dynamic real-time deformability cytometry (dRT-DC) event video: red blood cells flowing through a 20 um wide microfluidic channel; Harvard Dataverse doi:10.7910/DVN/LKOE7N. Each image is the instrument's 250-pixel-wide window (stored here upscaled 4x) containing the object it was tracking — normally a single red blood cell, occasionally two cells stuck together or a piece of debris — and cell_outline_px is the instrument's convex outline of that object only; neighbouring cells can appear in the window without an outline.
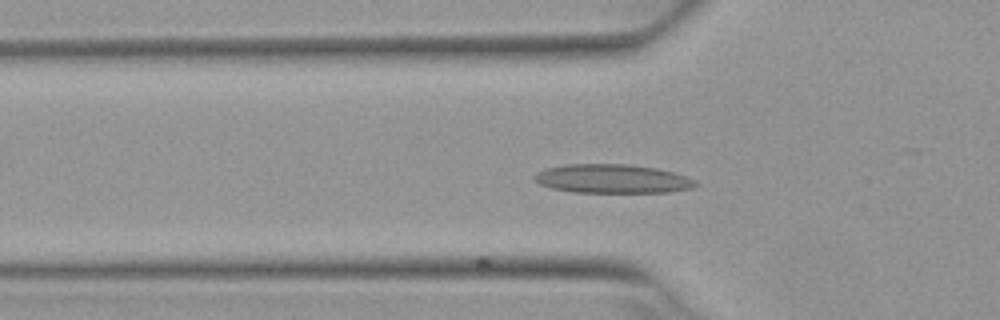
{"species": "Egyptian fruit bat (a non-hibernating species)", "species_latin": "Rousettus aegyptiacus", "temperature_condition": "warm", "stored_images_in_passage": 5, "camera_frame_rate_fps": 3000, "um_per_image_px": 0.085, "animal": {"sex": "female"}, "frame": {"image": 1, "passage_image": 5, "time_ms": 1.333, "image_size_px": [1000, 320], "cell_outline_px": [[700, 184], [692, 188], [668, 192], [572, 192], [552, 188], [540, 184], [532, 180], [532, 176], [536, 172], [544, 168], [564, 164], [628, 164], [656, 168], [688, 176], [696, 180]], "centroid_in_image_um": [52.03, 15.19], "position_along_channel_um": 73.8, "area_um2": 27.4}}